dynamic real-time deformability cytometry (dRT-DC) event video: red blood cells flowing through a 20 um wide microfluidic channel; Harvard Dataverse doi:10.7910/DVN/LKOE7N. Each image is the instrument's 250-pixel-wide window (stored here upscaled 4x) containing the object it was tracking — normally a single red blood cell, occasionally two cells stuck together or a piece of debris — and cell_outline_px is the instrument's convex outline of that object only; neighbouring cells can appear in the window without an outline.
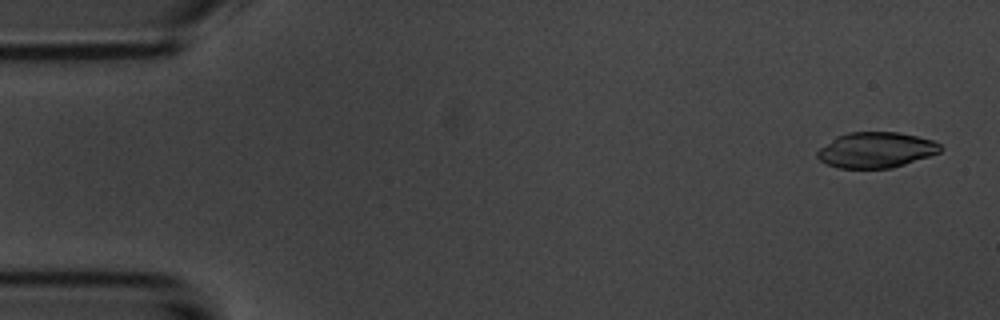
{"species": "common noctule bat (a hibernating species)", "species_latin": "Nyctalus noctula", "temperature_condition": "room temperature", "stored_images_in_passage": 5, "segment_of_instrument_passage": [1, 2], "camera_frame_rate_fps": 3000, "um_per_image_px": 0.085, "animal": {"sex": "male", "body_mass_g": 20.1, "forearm_length_mm": 53.5}, "frame": {"image": 1, "passage_image": 1, "time_ms": 0.0, "image_size_px": [1000, 320], "cell_outline_px": [[944, 148], [940, 152], [892, 168], [840, 168], [828, 164], [820, 160], [816, 156], [816, 152], [820, 148], [836, 136], [848, 132], [896, 132], [916, 136], [932, 140], [940, 144]], "centroid_in_image_um": [74.45, 12.74], "position_along_channel_um": 10.6, "area_um2": 25.37}}